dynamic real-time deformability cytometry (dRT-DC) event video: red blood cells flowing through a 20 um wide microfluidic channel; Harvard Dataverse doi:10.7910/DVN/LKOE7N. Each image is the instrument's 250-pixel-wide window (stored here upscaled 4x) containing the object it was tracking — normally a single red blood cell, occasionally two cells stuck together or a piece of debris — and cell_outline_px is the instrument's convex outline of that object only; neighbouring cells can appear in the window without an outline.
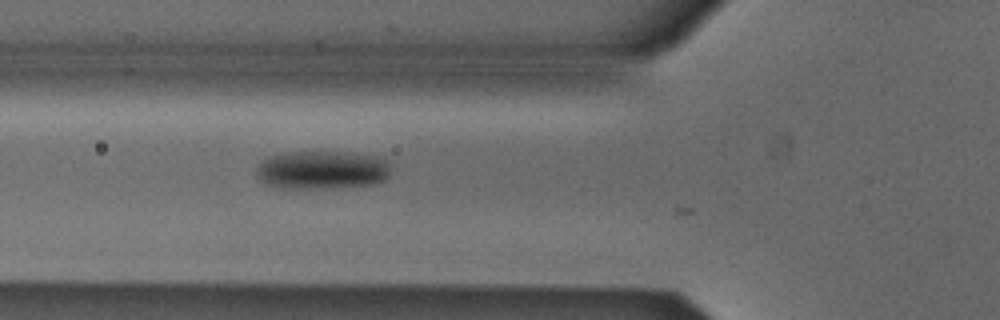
{"species": "Egyptian fruit bat (a non-hibernating species)", "species_latin": "Rousettus aegyptiacus", "temperature_condition": "cold", "stored_images_in_passage": 3, "camera_frame_rate_fps": 3000, "um_per_image_px": 0.085, "animal": {"sex": "male"}, "frame": {"image": 1, "passage_image": 2, "time_ms": 0.333, "image_size_px": [1000, 320], "cell_outline_px": [[388, 176], [384, 180], [372, 184], [332, 188], [280, 188], [268, 184], [260, 180], [256, 176], [256, 168], [260, 160], [268, 156], [280, 152], [348, 152], [376, 156], [388, 160]], "centroid_in_image_um": [27.31, 14.43], "position_along_channel_um": 98.5, "area_um2": 30.35}}